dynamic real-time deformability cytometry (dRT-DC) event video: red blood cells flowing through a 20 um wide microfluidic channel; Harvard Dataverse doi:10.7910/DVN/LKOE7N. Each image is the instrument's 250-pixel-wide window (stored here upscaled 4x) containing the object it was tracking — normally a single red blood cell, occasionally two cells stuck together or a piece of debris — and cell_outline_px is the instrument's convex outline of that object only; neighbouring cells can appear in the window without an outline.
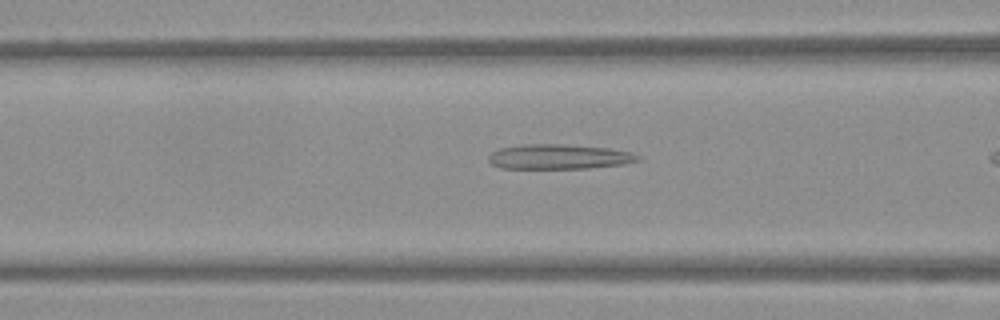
{"species": "Egyptian fruit bat (a non-hibernating species)", "species_latin": "Rousettus aegyptiacus", "temperature_condition": "warm", "stored_images_in_passage": 8, "camera_frame_rate_fps": 3000, "um_per_image_px": 0.085, "frame": {"image": 1, "passage_image": 7, "time_ms": 2.0, "image_size_px": [1000, 320], "cell_outline_px": [[640, 160], [624, 164], [588, 168], [500, 168], [492, 164], [488, 160], [488, 156], [492, 152], [500, 148], [524, 144], [564, 144], [608, 148], [632, 152], [640, 156]], "centroid_in_image_um": [47.52, 13.32], "position_along_channel_um": 119.1, "area_um2": 21.62}}